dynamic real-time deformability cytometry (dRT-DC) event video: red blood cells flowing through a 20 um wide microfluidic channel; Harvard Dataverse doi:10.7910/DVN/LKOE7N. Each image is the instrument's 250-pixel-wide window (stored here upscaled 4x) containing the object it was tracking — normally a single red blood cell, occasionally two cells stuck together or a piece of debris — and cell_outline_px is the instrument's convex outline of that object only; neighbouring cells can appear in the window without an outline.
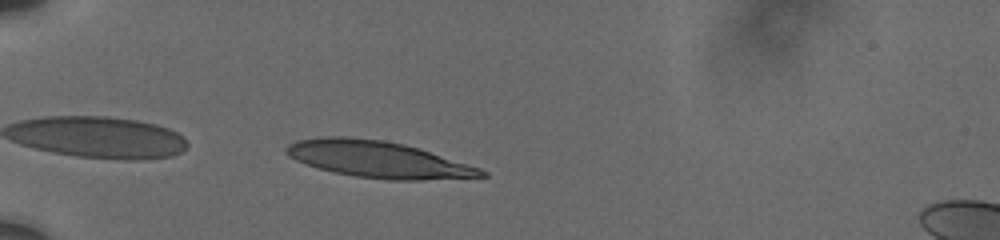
{"species": "human", "species_latin": "Homo sapiens", "temperature_condition": "cold", "stored_images_in_passage": 7, "camera_frame_rate_fps": 3000, "um_per_image_px": 0.085, "donor": {"sex": "male"}, "frame": {"image": 1, "passage_image": 3, "time_ms": 0.667, "image_size_px": [1000, 240], "cell_outline_px": [[488, 176], [424, 180], [388, 180], [356, 176], [332, 172], [304, 164], [288, 156], [284, 152], [284, 148], [288, 144], [296, 140], [324, 136], [344, 136], [384, 140], [404, 144], [420, 148], [480, 168], [488, 172]], "centroid_in_image_um": [32.1, 13.54], "position_along_channel_um": 52.9, "area_um2": 41.79}}